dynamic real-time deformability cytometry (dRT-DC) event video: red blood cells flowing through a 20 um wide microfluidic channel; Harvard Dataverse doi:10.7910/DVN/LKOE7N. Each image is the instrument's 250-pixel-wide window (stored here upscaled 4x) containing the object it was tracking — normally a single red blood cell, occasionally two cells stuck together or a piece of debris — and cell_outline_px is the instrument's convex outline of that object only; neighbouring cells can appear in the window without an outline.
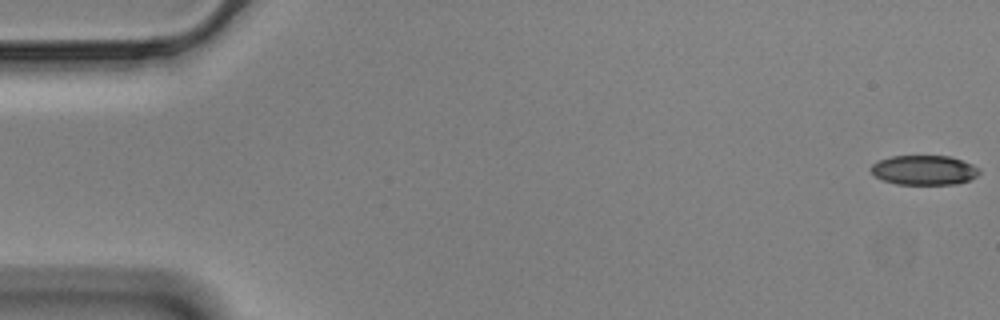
{"species": "Egyptian fruit bat (a non-hibernating species)", "species_latin": "Rousettus aegyptiacus", "temperature_condition": "cold", "stored_images_in_passage": 36, "camera_frame_rate_fps": 3000, "um_per_image_px": 0.085, "animal": {"sex": "male"}, "frame": {"image": 1, "passage_image": 1, "time_ms": 0.0, "image_size_px": [1000, 320], "cell_outline_px": [[980, 172], [976, 176], [968, 180], [956, 184], [896, 184], [884, 180], [876, 176], [868, 168], [872, 164], [880, 160], [892, 156], [948, 156], [972, 164], [980, 168]], "centroid_in_image_um": [78.54, 14.46], "position_along_channel_um": 6.5, "area_um2": 18.55}}
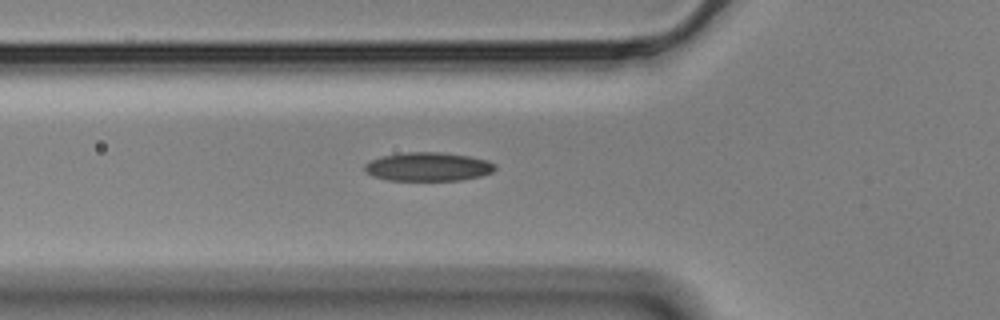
{"frame": {"image": 2, "passage_image": 20, "time_ms": 6.333, "image_size_px": [1000, 320], "cell_outline_px": [[496, 168], [492, 172], [480, 176], [460, 180], [388, 180], [372, 176], [364, 172], [364, 164], [380, 156], [400, 152], [440, 152], [468, 156], [488, 160], [496, 164]], "centroid_in_image_um": [36.36, 14.16], "position_along_channel_um": 89.4, "area_um2": 21.96}}
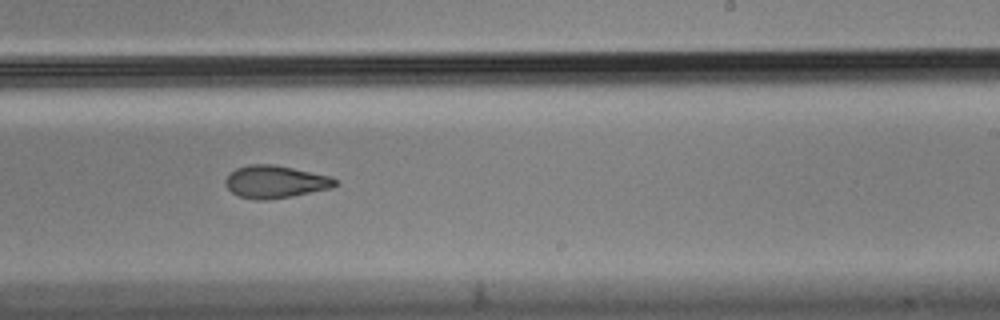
{"frame": {"image": 3, "passage_image": 35, "time_ms": 11.333, "image_size_px": [1000, 320], "cell_outline_px": [[340, 184], [332, 188], [292, 196], [268, 200], [256, 200], [240, 196], [232, 192], [224, 184], [224, 180], [236, 168], [248, 164], [272, 164], [332, 176]], "centroid_in_image_um": [23.42, 15.45], "position_along_channel_um": 265.6, "area_um2": 20.87}}